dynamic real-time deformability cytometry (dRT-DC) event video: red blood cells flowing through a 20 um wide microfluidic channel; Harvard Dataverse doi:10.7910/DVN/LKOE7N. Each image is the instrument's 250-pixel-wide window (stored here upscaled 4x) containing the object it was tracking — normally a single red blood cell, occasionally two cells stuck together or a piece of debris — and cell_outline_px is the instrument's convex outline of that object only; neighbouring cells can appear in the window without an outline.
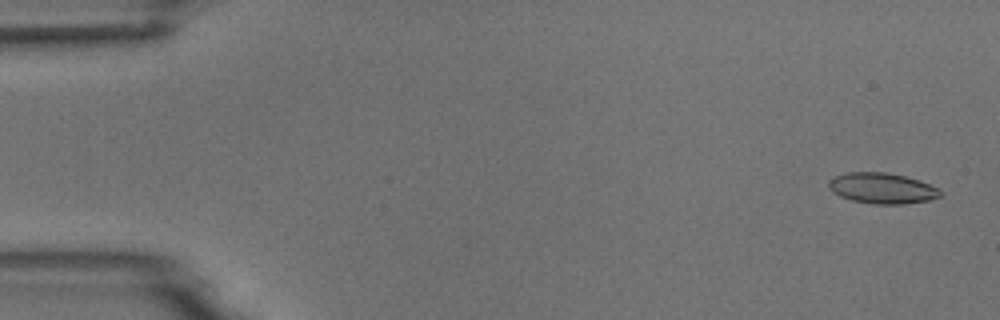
{"species": "common noctule bat (a hibernating species)", "species_latin": "Nyctalus noctula", "temperature_condition": "room temperature", "stored_images_in_passage": 4, "camera_frame_rate_fps": 3000, "um_per_image_px": 0.085, "animal": {"sex": "male", "body_mass_g": 18.8}, "frame": {"image": 1, "passage_image": 1, "time_ms": 0.0, "image_size_px": [1000, 320], "cell_outline_px": [[944, 192], [940, 196], [928, 200], [904, 204], [872, 204], [852, 200], [840, 196], [832, 192], [828, 188], [828, 180], [836, 176], [848, 172], [888, 172], [904, 176], [940, 188]], "centroid_in_image_um": [74.97, 16.0], "position_along_channel_um": 10.0, "area_um2": 20.0}}
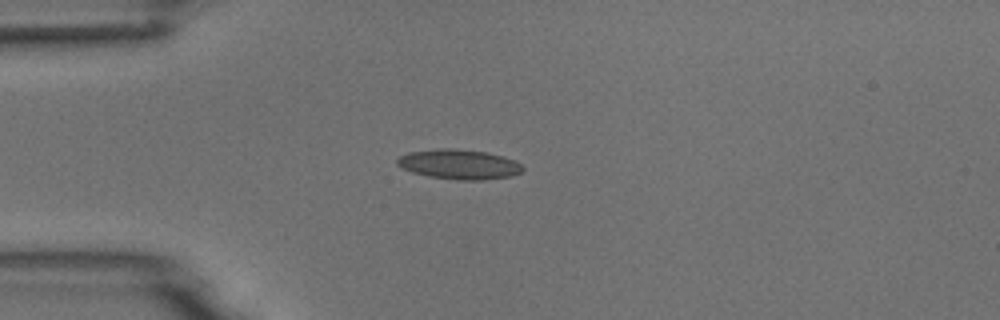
{"frame": {"image": 2, "passage_image": 4, "time_ms": 4.0, "image_size_px": [1000, 320], "cell_outline_px": [[524, 172], [512, 176], [484, 180], [456, 180], [428, 176], [412, 172], [396, 164], [396, 160], [400, 156], [408, 152], [436, 148], [448, 148], [488, 152], [512, 160], [520, 164], [524, 168]], "centroid_in_image_um": [39.02, 13.97], "position_along_channel_um": 46.0, "area_um2": 21.85}}